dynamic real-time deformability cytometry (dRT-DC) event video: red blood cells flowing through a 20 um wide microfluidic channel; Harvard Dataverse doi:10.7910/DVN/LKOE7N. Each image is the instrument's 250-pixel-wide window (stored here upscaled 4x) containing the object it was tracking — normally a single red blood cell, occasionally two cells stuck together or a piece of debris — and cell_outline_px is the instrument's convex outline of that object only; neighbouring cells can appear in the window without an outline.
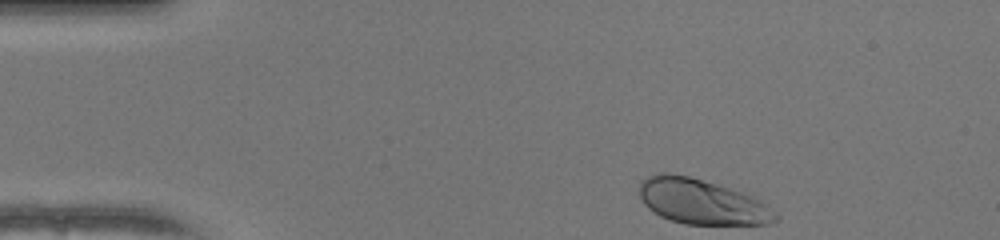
{"species": "human", "species_latin": "Homo sapiens", "temperature_condition": "warm", "stored_images_in_passage": 44, "camera_frame_rate_fps": 3000, "um_per_image_px": 0.085, "donor": {"sex": "female"}, "frame": {"image": 1, "passage_image": 1, "time_ms": 0.0, "image_size_px": [1000, 240], "cell_outline_px": [[780, 216], [776, 220], [768, 224], [684, 224], [660, 216], [648, 208], [644, 204], [640, 196], [640, 180], [648, 176], [660, 172], [668, 172], [688, 176], [728, 188], [752, 196], [776, 212]], "centroid_in_image_um": [59.61, 17.14], "position_along_channel_um": 25.4, "area_um2": 35.43}}
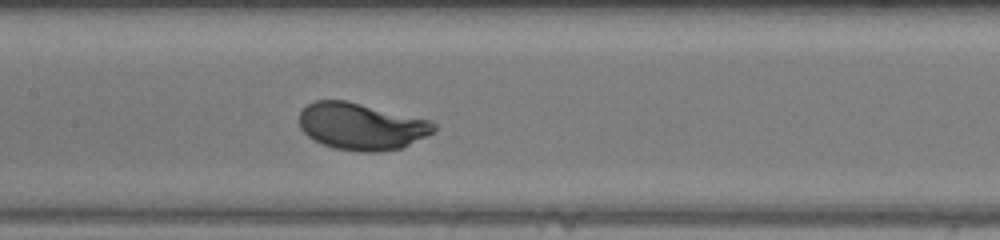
{"frame": {"image": 2, "passage_image": 18, "time_ms": 5.667, "image_size_px": [1000, 240], "cell_outline_px": [[436, 128], [432, 132], [400, 148], [380, 152], [360, 152], [336, 148], [324, 144], [308, 136], [300, 128], [300, 112], [308, 104], [316, 100], [348, 100], [432, 120], [436, 124]], "centroid_in_image_um": [30.72, 10.72], "position_along_channel_um": 176.7, "area_um2": 36.7}}
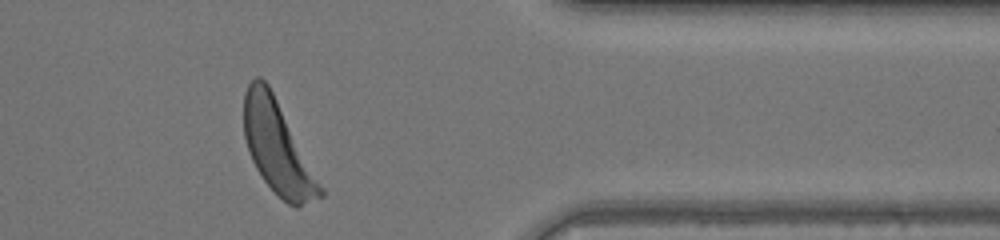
{"frame": {"image": 3, "passage_image": 35, "time_ms": 11.333, "image_size_px": [1000, 240], "cell_outline_px": [[324, 196], [296, 208], [288, 204], [264, 180], [256, 168], [252, 160], [244, 136], [244, 92], [248, 84], [256, 76], [260, 76], [268, 84], [324, 188]], "centroid_in_image_um": [23.6, 12.55], "position_along_channel_um": 387.8, "area_um2": 40.4}, "authors_computed_cell_mechanics": {"area_um2": 36.6452, "velocity_mm_per_s": 4.0528, "shape_relaxation_time_tau1_ms": 1.9599, "shape_relaxation_time_tau2_ms": null, "deformation_change_tau1": 0.1481, "deformation_change_tau2": null}}